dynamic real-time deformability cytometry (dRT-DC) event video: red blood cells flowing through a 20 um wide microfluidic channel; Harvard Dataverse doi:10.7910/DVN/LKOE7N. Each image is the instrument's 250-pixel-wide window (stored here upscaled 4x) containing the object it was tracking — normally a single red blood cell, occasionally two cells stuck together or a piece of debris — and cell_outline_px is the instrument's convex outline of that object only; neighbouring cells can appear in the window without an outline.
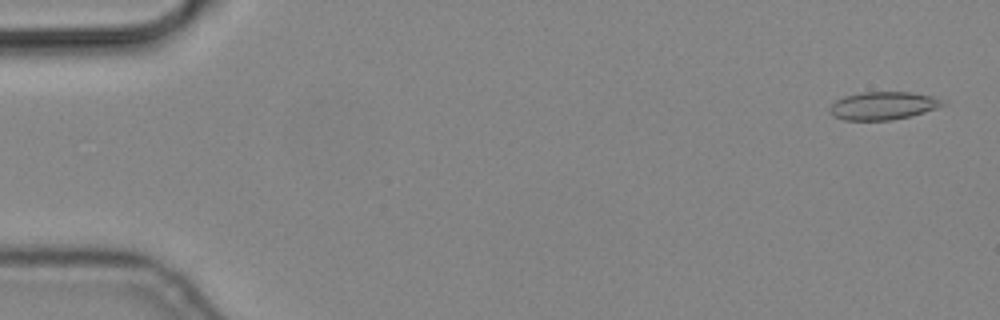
{"species": "common noctule bat (a hibernating species)", "species_latin": "Nyctalus noctula", "temperature_condition": "cold", "stored_images_in_passage": 4, "camera_frame_rate_fps": 3000, "um_per_image_px": 0.085, "animal": {"sex": "male", "body_mass_g": 19.2, "forearm_length_mm": 51.8}, "frame": {"image": 1, "passage_image": 1, "time_ms": 0.0, "image_size_px": [1000, 320], "cell_outline_px": [[948, 100], [944, 104], [936, 108], [912, 116], [892, 120], [844, 120], [832, 116], [828, 112], [828, 108], [836, 100], [844, 96], [864, 92], [908, 92], [932, 96]], "centroid_in_image_um": [75.05, 8.99], "position_along_channel_um": 9.9, "area_um2": 18.55}}